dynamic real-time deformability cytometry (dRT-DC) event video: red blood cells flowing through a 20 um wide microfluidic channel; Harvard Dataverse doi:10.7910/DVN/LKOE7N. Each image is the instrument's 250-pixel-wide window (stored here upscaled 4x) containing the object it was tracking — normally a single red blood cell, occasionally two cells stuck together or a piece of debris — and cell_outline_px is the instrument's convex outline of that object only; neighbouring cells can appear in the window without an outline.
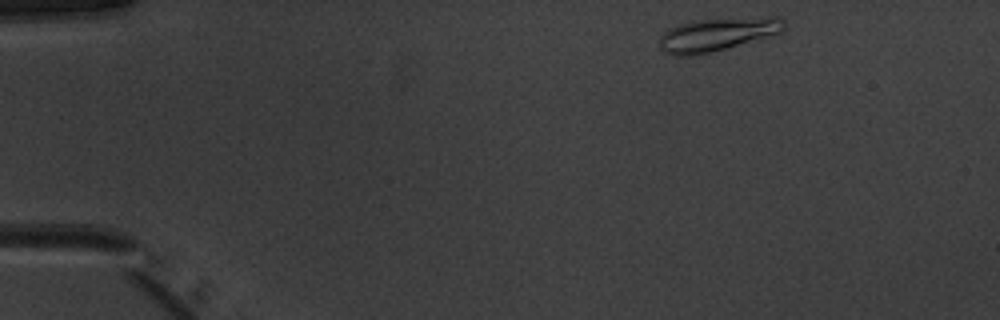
{"species": "common noctule bat (a hibernating species)", "species_latin": "Nyctalus noctula", "temperature_condition": "warm", "stored_images_in_passage": 45, "camera_frame_rate_fps": 3000, "um_per_image_px": 0.085, "animal": {"sex": "male", "body_mass_g": 20.1, "forearm_length_mm": 53.5}, "frame": {"image": 1, "passage_image": 1, "time_ms": 0.0, "image_size_px": [1000, 320], "cell_outline_px": [[788, 24], [784, 32], [724, 48], [692, 56], [672, 56], [664, 52], [660, 48], [660, 36], [668, 28], [676, 24], [700, 20], [768, 16], [776, 16], [784, 20]], "centroid_in_image_um": [60.99, 2.91], "position_along_channel_um": 24.0, "area_um2": 24.22}}
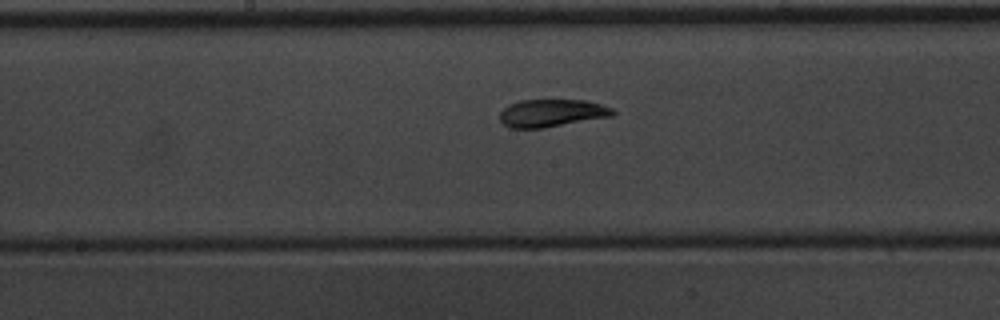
{"frame": {"image": 2, "passage_image": 21, "time_ms": 6.667, "image_size_px": [1000, 320], "cell_outline_px": [[616, 112], [612, 116], [544, 128], [512, 128], [504, 124], [500, 120], [500, 112], [508, 104], [520, 100], [584, 100], [600, 104], [612, 108]], "centroid_in_image_um": [46.89, 9.61], "position_along_channel_um": 201.3, "area_um2": 18.15}}
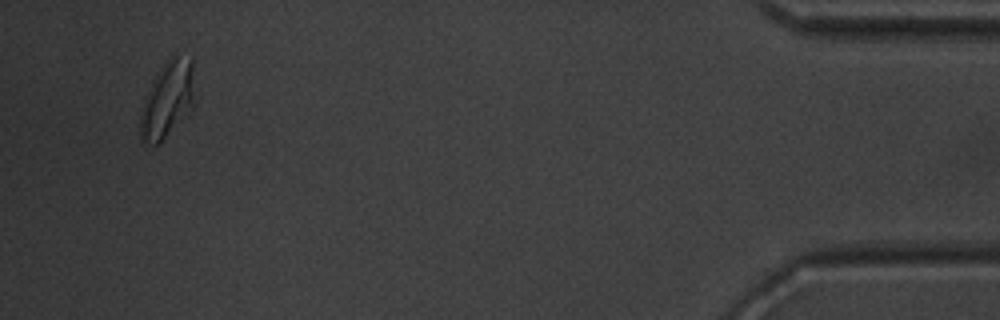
{"frame": {"image": 3, "passage_image": 43, "time_ms": 14.0, "image_size_px": [1000, 320], "cell_outline_px": [[196, 104], [160, 144], [148, 144], [140, 140], [140, 112], [144, 96], [152, 80], [168, 56], [176, 56], [192, 60]], "centroid_in_image_um": [14.23, 8.48], "position_along_channel_um": 421.0, "area_um2": 24.68}, "authors_computed_cell_mechanics": {"area_um2": 18.6694, "velocity_mm_per_s": 3.9522, "shape_relaxation_time_tau1_ms": 3.525, "shape_relaxation_time_tau2_ms": 2.1889, "deformation_change_tau1": 0.1424, "deformation_change_tau2": 0.0692}}